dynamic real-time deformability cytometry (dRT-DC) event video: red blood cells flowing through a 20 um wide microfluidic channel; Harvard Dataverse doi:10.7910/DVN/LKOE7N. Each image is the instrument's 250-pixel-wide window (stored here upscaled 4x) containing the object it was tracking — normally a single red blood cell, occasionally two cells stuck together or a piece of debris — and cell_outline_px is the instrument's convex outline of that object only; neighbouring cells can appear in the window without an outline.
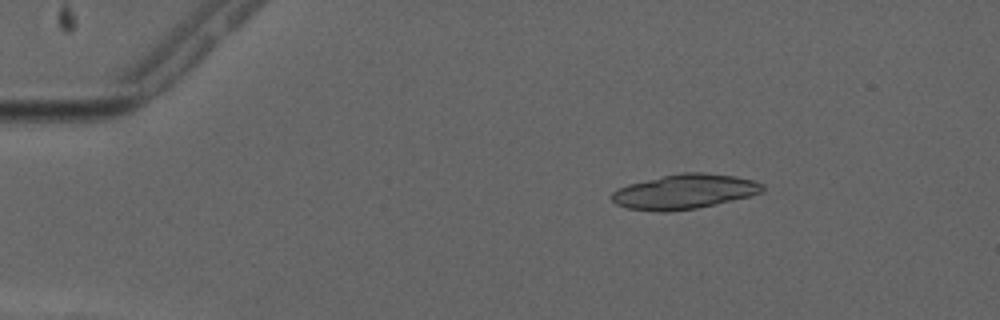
{"species": "common noctule bat (a hibernating species)", "species_latin": "Nyctalus noctula", "temperature_condition": "cold", "stored_images_in_passage": 5, "camera_frame_rate_fps": 3000, "um_per_image_px": 0.085, "animal": {"sex": "male", "forearm_length_mm": 52.5}, "frame": {"image": 1, "passage_image": 3, "time_ms": 2.333, "image_size_px": [1000, 320], "cell_outline_px": [[764, 192], [732, 200], [696, 208], [668, 212], [660, 212], [628, 208], [616, 204], [612, 200], [612, 192], [628, 184], [680, 172], [704, 172], [736, 176], [756, 180], [764, 184]], "centroid_in_image_um": [58.22, 16.28], "position_along_channel_um": 26.8, "area_um2": 30.46}}